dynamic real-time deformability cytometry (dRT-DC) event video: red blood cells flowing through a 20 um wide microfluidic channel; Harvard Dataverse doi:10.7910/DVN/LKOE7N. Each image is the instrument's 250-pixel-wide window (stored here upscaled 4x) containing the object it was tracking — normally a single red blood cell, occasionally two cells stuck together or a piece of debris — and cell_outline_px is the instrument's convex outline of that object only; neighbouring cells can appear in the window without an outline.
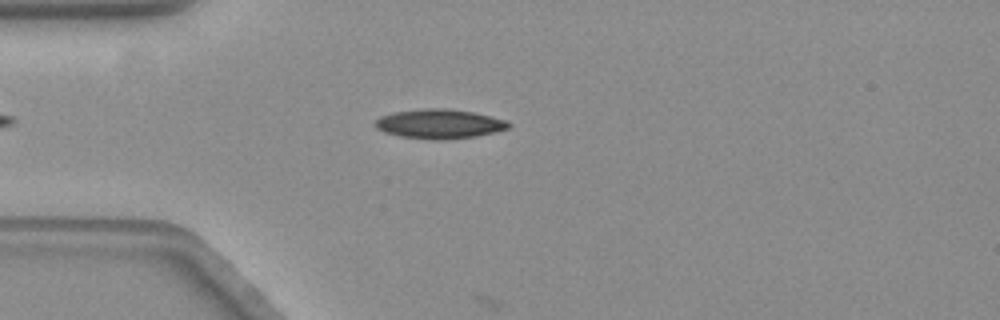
{"species": "common noctule bat (a hibernating species)", "species_latin": "Nyctalus noctula", "temperature_condition": "warm", "stored_images_in_passage": 10, "camera_frame_rate_fps": 3000, "um_per_image_px": 0.085, "animal": {"sex": "female", "body_mass_g": 19.3, "forearm_length_mm": 54.1}, "frame": {"image": 1, "passage_image": 9, "time_ms": 2.667, "image_size_px": [1000, 320], "cell_outline_px": [[508, 128], [476, 136], [444, 140], [436, 140], [400, 136], [384, 132], [376, 128], [376, 120], [380, 116], [392, 112], [428, 108], [444, 108], [472, 112], [504, 120], [508, 124]], "centroid_in_image_um": [37.27, 10.53], "position_along_channel_um": 47.7, "area_um2": 22.43}}